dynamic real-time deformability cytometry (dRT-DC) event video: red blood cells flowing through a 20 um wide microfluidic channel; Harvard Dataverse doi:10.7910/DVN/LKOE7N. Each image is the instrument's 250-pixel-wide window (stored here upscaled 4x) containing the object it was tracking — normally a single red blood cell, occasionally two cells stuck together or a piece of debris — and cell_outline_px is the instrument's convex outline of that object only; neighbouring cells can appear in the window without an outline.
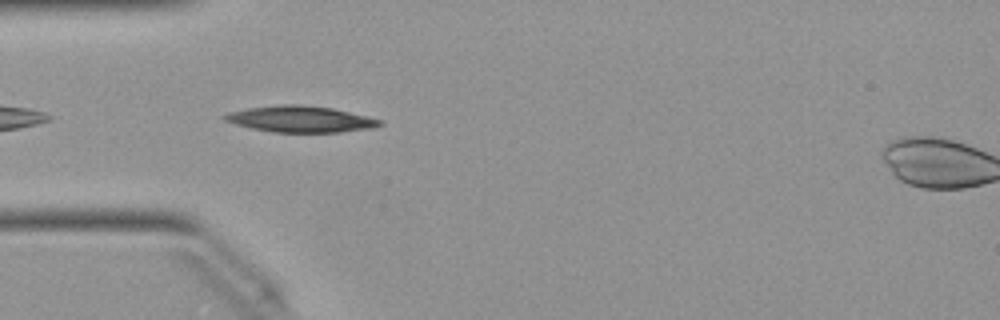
{"species": "Egyptian fruit bat (a non-hibernating species)", "species_latin": "Rousettus aegyptiacus", "temperature_condition": "warm", "stored_images_in_passage": 6, "camera_frame_rate_fps": 3000, "um_per_image_px": 0.085, "animal": {"sex": "female"}, "frame": {"image": 1, "passage_image": 2, "time_ms": 0.333, "image_size_px": [1000, 320], "cell_outline_px": [[384, 124], [372, 128], [340, 132], [272, 132], [252, 128], [236, 124], [224, 120], [220, 116], [228, 112], [248, 108], [280, 104], [300, 104], [332, 108], [380, 120]], "centroid_in_image_um": [25.48, 10.12], "position_along_channel_um": 59.5, "area_um2": 23.58}}